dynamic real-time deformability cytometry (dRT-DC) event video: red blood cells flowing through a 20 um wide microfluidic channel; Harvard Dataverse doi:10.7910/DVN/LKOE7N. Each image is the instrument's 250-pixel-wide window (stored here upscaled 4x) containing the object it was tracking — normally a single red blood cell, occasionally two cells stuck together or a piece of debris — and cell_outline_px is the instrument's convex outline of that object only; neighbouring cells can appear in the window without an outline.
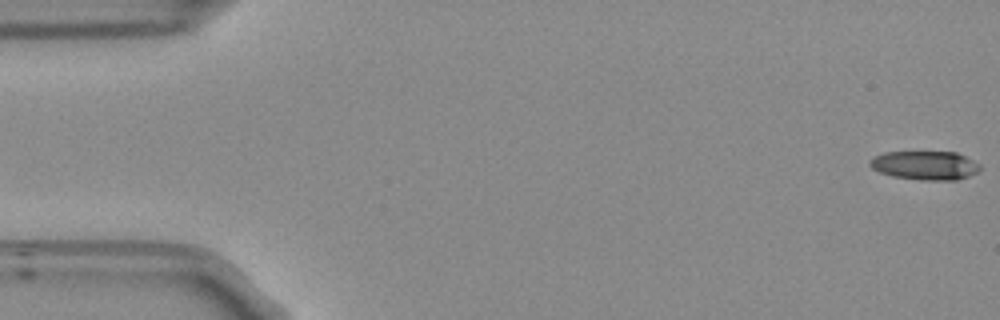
{"species": "Egyptian fruit bat (a non-hibernating species)", "species_latin": "Rousettus aegyptiacus", "temperature_condition": "room temperature", "stored_images_in_passage": 51, "camera_frame_rate_fps": 3000, "um_per_image_px": 0.085, "frame": {"image": 1, "passage_image": 1, "time_ms": 0.0, "image_size_px": [1000, 320], "cell_outline_px": [[980, 168], [976, 172], [968, 176], [956, 180], [920, 180], [892, 176], [880, 172], [872, 168], [868, 164], [868, 160], [872, 156], [884, 152], [956, 152], [980, 164]], "centroid_in_image_um": [78.57, 14.05], "position_along_channel_um": 6.4, "area_um2": 18.55}}
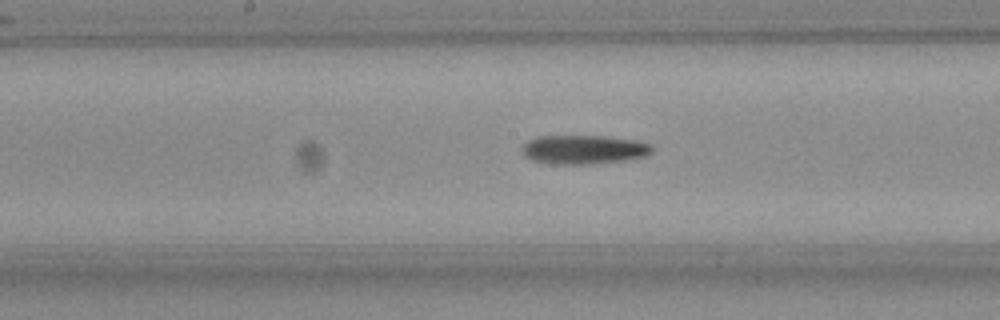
{"frame": {"image": 2, "passage_image": 27, "time_ms": 8.667, "image_size_px": [1000, 320], "cell_outline_px": [[652, 152], [644, 156], [624, 160], [584, 164], [564, 164], [532, 160], [524, 152], [524, 144], [528, 140], [536, 136], [600, 136], [636, 140], [652, 144]], "centroid_in_image_um": [49.66, 12.69], "position_along_channel_um": 198.5, "area_um2": 21.44}}
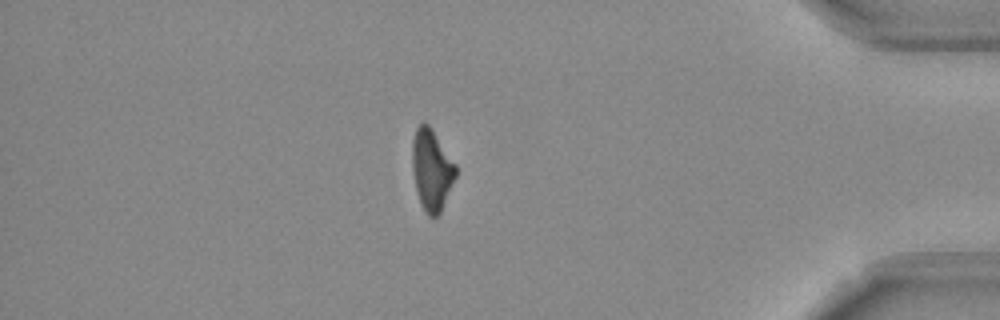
{"frame": {"image": 3, "passage_image": 46, "time_ms": 15.0, "image_size_px": [1000, 320], "cell_outline_px": [[456, 176], [440, 212], [436, 216], [428, 216], [424, 212], [416, 188], [412, 172], [412, 140], [416, 128], [424, 120], [432, 128], [456, 164]], "centroid_in_image_um": [36.68, 14.39], "position_along_channel_um": 398.5, "area_um2": 20.52}, "authors_computed_cell_mechanics": {"area_um2": 20.6924, "velocity_mm_per_s": 3.8023, "shape_relaxation_time_tau1_ms": 10.9316, "shape_relaxation_time_tau2_ms": null, "deformation_change_tau1": 0.262, "deformation_change_tau2": null}}